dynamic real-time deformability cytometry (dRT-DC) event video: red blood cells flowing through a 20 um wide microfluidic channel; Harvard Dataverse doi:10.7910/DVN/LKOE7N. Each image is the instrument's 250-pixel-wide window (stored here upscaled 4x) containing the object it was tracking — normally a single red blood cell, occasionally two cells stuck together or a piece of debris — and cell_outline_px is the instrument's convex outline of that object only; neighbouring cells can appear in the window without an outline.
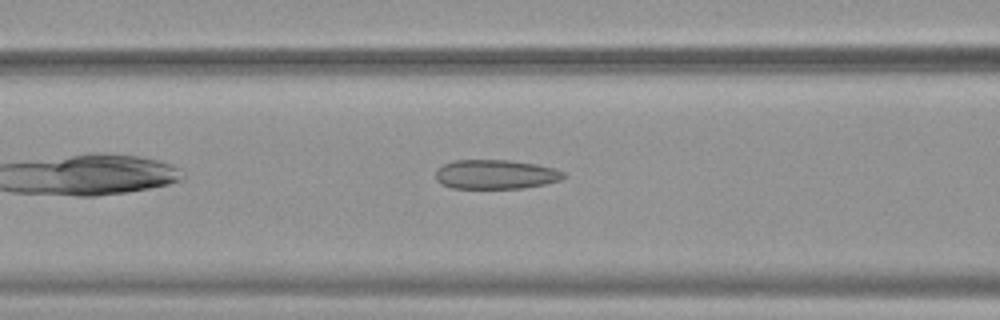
{"species": "common noctule bat (a hibernating species)", "species_latin": "Nyctalus noctula", "temperature_condition": "warm", "stored_images_in_passage": 37, "camera_frame_rate_fps": 3000, "um_per_image_px": 0.085, "animal": {"sex": "female", "body_mass_g": 19.9}, "frame": {"image": 1, "passage_image": 7, "time_ms": 2.0, "image_size_px": [1000, 320], "cell_outline_px": [[568, 176], [560, 180], [544, 184], [524, 188], [452, 188], [440, 184], [436, 180], [436, 168], [444, 164], [456, 160], [508, 160], [536, 164], [556, 168], [564, 172]], "centroid_in_image_um": [42.14, 14.82], "position_along_channel_um": 124.5, "area_um2": 22.02}}
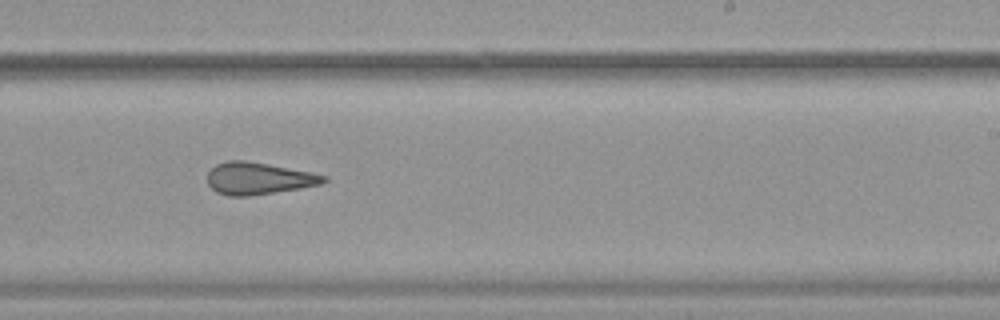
{"frame": {"image": 2, "passage_image": 18, "time_ms": 5.667, "image_size_px": [1000, 320], "cell_outline_px": [[328, 180], [320, 184], [300, 188], [276, 192], [248, 196], [228, 196], [216, 192], [208, 184], [208, 172], [216, 164], [228, 160], [244, 160], [268, 164], [328, 176]], "centroid_in_image_um": [21.94, 15.17], "position_along_channel_um": 267.1, "area_um2": 21.56}}
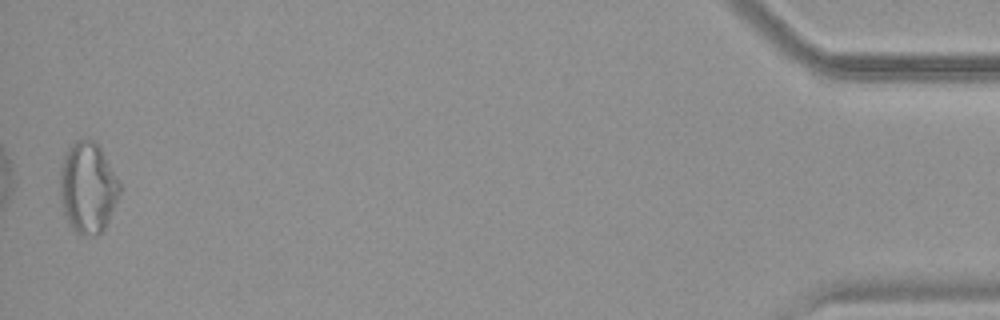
{"frame": {"image": 3, "passage_image": 37, "time_ms": 12.0, "image_size_px": [1000, 320], "cell_outline_px": [[120, 196], [104, 228], [96, 236], [92, 236], [76, 232], [72, 228], [64, 212], [60, 196], [60, 172], [64, 152], [76, 140], [92, 140], [100, 148], [120, 184]], "centroid_in_image_um": [7.45, 15.95], "position_along_channel_um": 427.7, "area_um2": 31.21}, "authors_computed_cell_mechanics": {"area_um2": 22.3686, "velocity_mm_per_s": 3.8977, "shape_relaxation_time_tau1_ms": null, "shape_relaxation_time_tau2_ms": 2.3283, "deformation_change_tau1": null, "deformation_change_tau2": 0.1335}}